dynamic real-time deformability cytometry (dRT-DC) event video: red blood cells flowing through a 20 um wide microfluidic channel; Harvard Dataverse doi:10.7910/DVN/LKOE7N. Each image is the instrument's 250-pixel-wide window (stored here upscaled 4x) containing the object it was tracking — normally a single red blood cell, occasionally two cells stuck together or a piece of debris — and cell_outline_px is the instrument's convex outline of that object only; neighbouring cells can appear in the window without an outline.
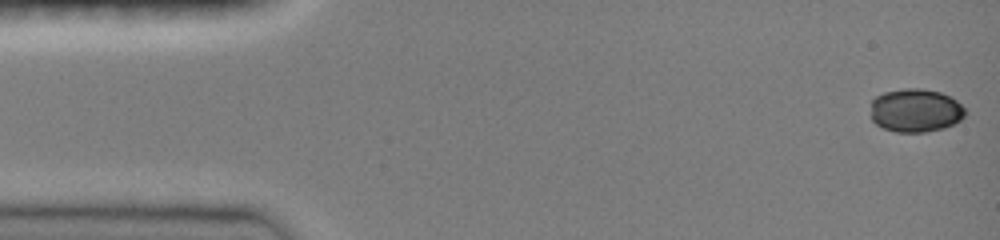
{"species": "common noctule bat (a hibernating species)", "species_latin": "Nyctalus noctula", "temperature_condition": "room temperature", "stored_images_in_passage": 48, "camera_frame_rate_fps": 3000, "um_per_image_px": 0.085, "animal": {"sex": "female", "body_mass_g": 19.0, "forearm_length_mm": 51.5}, "frame": {"image": 1, "passage_image": 1, "time_ms": 0.0, "image_size_px": [1000, 240], "cell_outline_px": [[964, 116], [960, 120], [944, 128], [924, 132], [896, 132], [884, 128], [876, 124], [872, 120], [872, 100], [876, 96], [884, 92], [904, 88], [920, 88], [940, 92], [952, 96], [964, 108]], "centroid_in_image_um": [77.82, 9.38], "position_along_channel_um": 7.2, "area_um2": 23.87}}
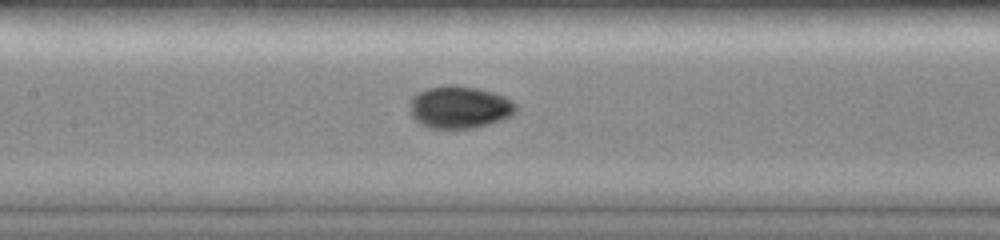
{"frame": {"image": 2, "passage_image": 22, "time_ms": 7.0, "image_size_px": [1000, 240], "cell_outline_px": [[520, 108], [512, 116], [488, 124], [472, 128], [428, 128], [420, 124], [412, 116], [412, 96], [416, 92], [428, 88], [444, 84], [456, 84], [480, 88], [504, 96], [512, 100]], "centroid_in_image_um": [39.1, 9.09], "position_along_channel_um": 168.3, "area_um2": 26.47}}
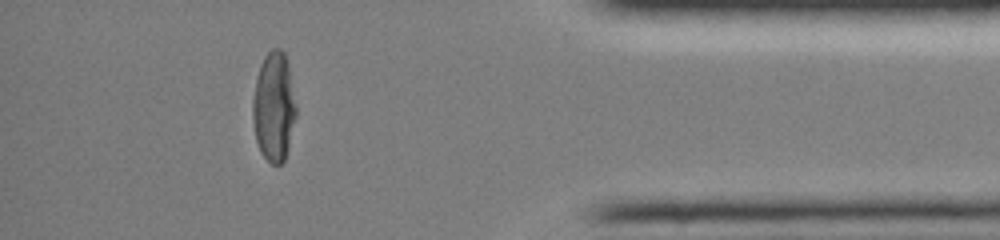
{"frame": {"image": 3, "passage_image": 42, "time_ms": 13.667, "image_size_px": [1000, 240], "cell_outline_px": [[296, 116], [288, 148], [284, 160], [280, 164], [272, 164], [260, 152], [256, 140], [252, 116], [252, 100], [256, 80], [260, 64], [264, 56], [272, 48], [280, 48], [284, 52], [288, 64], [296, 108]], "centroid_in_image_um": [23.27, 9.07], "position_along_channel_um": 411.9, "area_um2": 27.57}, "authors_computed_cell_mechanics": {"area_um2": 26.0389, "velocity_mm_per_s": 4.03, "shape_relaxation_time_tau1_ms": 9.3352, "shape_relaxation_time_tau2_ms": null, "deformation_change_tau1": 0.2393, "deformation_change_tau2": null}}